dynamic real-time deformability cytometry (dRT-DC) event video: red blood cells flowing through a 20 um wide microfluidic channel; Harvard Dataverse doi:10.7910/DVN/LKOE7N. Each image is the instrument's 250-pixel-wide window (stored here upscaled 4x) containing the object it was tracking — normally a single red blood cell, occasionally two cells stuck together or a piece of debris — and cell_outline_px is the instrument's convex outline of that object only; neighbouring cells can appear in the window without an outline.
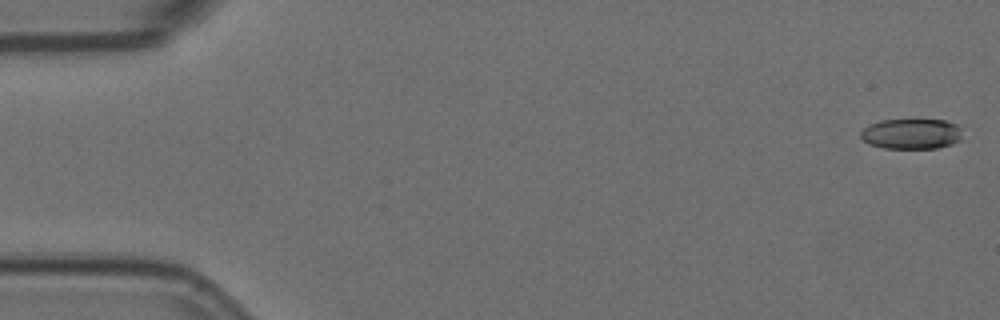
{"species": "Egyptian fruit bat (a non-hibernating species)", "species_latin": "Rousettus aegyptiacus", "temperature_condition": "room temperature", "stored_images_in_passage": 16, "camera_frame_rate_fps": 3000, "um_per_image_px": 0.085, "animal": {"sex": "female"}, "frame": {"image": 1, "passage_image": 2, "time_ms": 0.333, "image_size_px": [1000, 320], "cell_outline_px": [[960, 140], [952, 144], [936, 148], [884, 148], [868, 144], [860, 136], [860, 132], [868, 124], [880, 120], [944, 120], [956, 124], [960, 128]], "centroid_in_image_um": [77.44, 11.37], "position_along_channel_um": 7.6, "area_um2": 17.98}}